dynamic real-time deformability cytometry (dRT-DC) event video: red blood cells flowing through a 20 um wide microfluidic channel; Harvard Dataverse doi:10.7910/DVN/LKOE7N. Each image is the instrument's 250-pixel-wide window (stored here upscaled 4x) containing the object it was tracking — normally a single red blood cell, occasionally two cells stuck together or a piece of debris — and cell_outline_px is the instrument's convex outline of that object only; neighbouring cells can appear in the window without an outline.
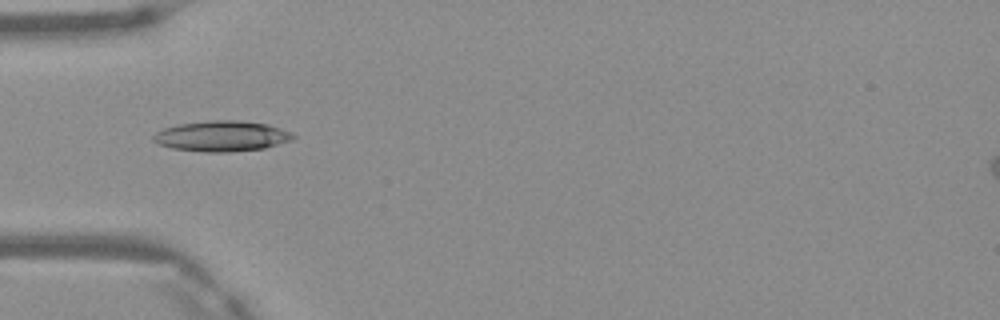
{"species": "Egyptian fruit bat (a non-hibernating species)", "species_latin": "Rousettus aegyptiacus", "temperature_condition": "warm", "stored_images_in_passage": 3, "camera_frame_rate_fps": 3000, "um_per_image_px": 0.085, "frame": {"image": 1, "passage_image": 3, "time_ms": 0.667, "image_size_px": [1000, 320], "cell_outline_px": [[296, 136], [292, 140], [264, 148], [232, 152], [204, 152], [172, 148], [160, 144], [152, 140], [152, 136], [156, 132], [164, 128], [180, 124], [208, 120], [240, 120], [268, 124], [292, 132]], "centroid_in_image_um": [18.87, 11.56], "position_along_channel_um": 66.1, "area_um2": 24.97}}